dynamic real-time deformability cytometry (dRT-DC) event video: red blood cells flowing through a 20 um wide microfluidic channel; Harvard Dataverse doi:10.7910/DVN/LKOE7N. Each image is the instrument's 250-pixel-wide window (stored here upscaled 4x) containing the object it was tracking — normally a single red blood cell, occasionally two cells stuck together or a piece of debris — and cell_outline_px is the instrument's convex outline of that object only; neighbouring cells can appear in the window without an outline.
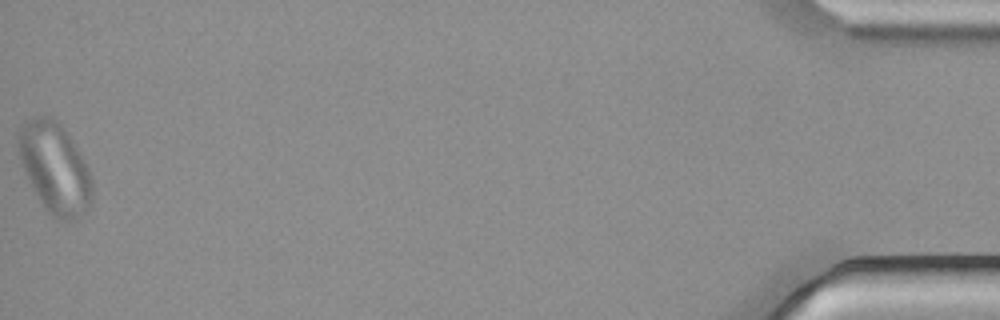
{"species": "common noctule bat (a hibernating species)", "species_latin": "Nyctalus noctula", "temperature_condition": "cold", "stored_images_in_passage": 48, "camera_frame_rate_fps": 3000, "um_per_image_px": 0.085, "animal": {"sex": "male", "body_mass_g": 21.5, "forearm_length_mm": 52.0}, "frame": {"image": 1, "passage_image": 48, "time_ms": 15.667, "image_size_px": [1000, 320], "cell_outline_px": [[92, 196], [88, 208], [80, 220], [56, 220], [44, 208], [32, 188], [20, 160], [16, 148], [16, 140], [20, 128], [28, 120], [36, 116], [52, 116], [56, 120], [68, 136], [80, 156], [92, 180]], "centroid_in_image_um": [4.62, 14.32], "position_along_channel_um": 430.6, "area_um2": 38.61}}